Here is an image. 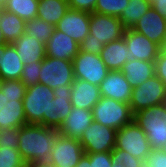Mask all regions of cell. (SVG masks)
Instances as JSON below:
<instances>
[{"mask_svg":"<svg viewBox=\"0 0 166 167\" xmlns=\"http://www.w3.org/2000/svg\"><path fill=\"white\" fill-rule=\"evenodd\" d=\"M58 130L41 124H26L18 128V151L23 162L48 163Z\"/></svg>","mask_w":166,"mask_h":167,"instance_id":"1","label":"cell"},{"mask_svg":"<svg viewBox=\"0 0 166 167\" xmlns=\"http://www.w3.org/2000/svg\"><path fill=\"white\" fill-rule=\"evenodd\" d=\"M55 97L53 89L43 84L27 86L23 102L26 124L48 127L50 102Z\"/></svg>","mask_w":166,"mask_h":167,"instance_id":"2","label":"cell"},{"mask_svg":"<svg viewBox=\"0 0 166 167\" xmlns=\"http://www.w3.org/2000/svg\"><path fill=\"white\" fill-rule=\"evenodd\" d=\"M133 120L146 133L152 149H161L166 143V103L141 109Z\"/></svg>","mask_w":166,"mask_h":167,"instance_id":"3","label":"cell"},{"mask_svg":"<svg viewBox=\"0 0 166 167\" xmlns=\"http://www.w3.org/2000/svg\"><path fill=\"white\" fill-rule=\"evenodd\" d=\"M93 120L103 126L115 130L131 123L134 114L131 112L129 103L116 101L111 98L101 97L92 108Z\"/></svg>","mask_w":166,"mask_h":167,"instance_id":"4","label":"cell"},{"mask_svg":"<svg viewBox=\"0 0 166 167\" xmlns=\"http://www.w3.org/2000/svg\"><path fill=\"white\" fill-rule=\"evenodd\" d=\"M115 148L128 152L144 163L152 151L146 133L134 120L117 130Z\"/></svg>","mask_w":166,"mask_h":167,"instance_id":"5","label":"cell"},{"mask_svg":"<svg viewBox=\"0 0 166 167\" xmlns=\"http://www.w3.org/2000/svg\"><path fill=\"white\" fill-rule=\"evenodd\" d=\"M166 103V85L156 75L132 89L131 112Z\"/></svg>","mask_w":166,"mask_h":167,"instance_id":"6","label":"cell"},{"mask_svg":"<svg viewBox=\"0 0 166 167\" xmlns=\"http://www.w3.org/2000/svg\"><path fill=\"white\" fill-rule=\"evenodd\" d=\"M39 83L51 89L72 85L74 82L73 64L70 60H61L45 56L41 61Z\"/></svg>","mask_w":166,"mask_h":167,"instance_id":"7","label":"cell"},{"mask_svg":"<svg viewBox=\"0 0 166 167\" xmlns=\"http://www.w3.org/2000/svg\"><path fill=\"white\" fill-rule=\"evenodd\" d=\"M74 79H80L100 86L109 73L100 54L79 51L72 61Z\"/></svg>","mask_w":166,"mask_h":167,"instance_id":"8","label":"cell"},{"mask_svg":"<svg viewBox=\"0 0 166 167\" xmlns=\"http://www.w3.org/2000/svg\"><path fill=\"white\" fill-rule=\"evenodd\" d=\"M124 32L125 27L119 17L90 13L89 34L87 35L90 40L100 41L106 45L122 38Z\"/></svg>","mask_w":166,"mask_h":167,"instance_id":"9","label":"cell"},{"mask_svg":"<svg viewBox=\"0 0 166 167\" xmlns=\"http://www.w3.org/2000/svg\"><path fill=\"white\" fill-rule=\"evenodd\" d=\"M117 130L93 121L79 139L85 153L111 152L115 148Z\"/></svg>","mask_w":166,"mask_h":167,"instance_id":"10","label":"cell"},{"mask_svg":"<svg viewBox=\"0 0 166 167\" xmlns=\"http://www.w3.org/2000/svg\"><path fill=\"white\" fill-rule=\"evenodd\" d=\"M84 154L85 152L78 139L57 132V138L48 163L58 167H75Z\"/></svg>","mask_w":166,"mask_h":167,"instance_id":"11","label":"cell"},{"mask_svg":"<svg viewBox=\"0 0 166 167\" xmlns=\"http://www.w3.org/2000/svg\"><path fill=\"white\" fill-rule=\"evenodd\" d=\"M128 47V61L133 59L155 62L160 47L149 38L133 29H125L124 36Z\"/></svg>","mask_w":166,"mask_h":167,"instance_id":"12","label":"cell"},{"mask_svg":"<svg viewBox=\"0 0 166 167\" xmlns=\"http://www.w3.org/2000/svg\"><path fill=\"white\" fill-rule=\"evenodd\" d=\"M89 24V12L68 9L55 28L58 31L67 34L80 44L89 34Z\"/></svg>","mask_w":166,"mask_h":167,"instance_id":"13","label":"cell"},{"mask_svg":"<svg viewBox=\"0 0 166 167\" xmlns=\"http://www.w3.org/2000/svg\"><path fill=\"white\" fill-rule=\"evenodd\" d=\"M132 87L122 71H109L106 78L100 84L101 97H107L116 101L129 103L132 97Z\"/></svg>","mask_w":166,"mask_h":167,"instance_id":"14","label":"cell"},{"mask_svg":"<svg viewBox=\"0 0 166 167\" xmlns=\"http://www.w3.org/2000/svg\"><path fill=\"white\" fill-rule=\"evenodd\" d=\"M72 85H63L53 89L55 97L50 102L48 127L59 129L67 115L72 110L71 104Z\"/></svg>","mask_w":166,"mask_h":167,"instance_id":"15","label":"cell"},{"mask_svg":"<svg viewBox=\"0 0 166 167\" xmlns=\"http://www.w3.org/2000/svg\"><path fill=\"white\" fill-rule=\"evenodd\" d=\"M45 48L46 56L70 61H73L80 50L79 43L56 28L47 41Z\"/></svg>","mask_w":166,"mask_h":167,"instance_id":"16","label":"cell"},{"mask_svg":"<svg viewBox=\"0 0 166 167\" xmlns=\"http://www.w3.org/2000/svg\"><path fill=\"white\" fill-rule=\"evenodd\" d=\"M132 29L143 34L160 47L166 32V19L150 7Z\"/></svg>","mask_w":166,"mask_h":167,"instance_id":"17","label":"cell"},{"mask_svg":"<svg viewBox=\"0 0 166 167\" xmlns=\"http://www.w3.org/2000/svg\"><path fill=\"white\" fill-rule=\"evenodd\" d=\"M93 121L92 110L73 107L59 127L58 133L79 140Z\"/></svg>","mask_w":166,"mask_h":167,"instance_id":"18","label":"cell"},{"mask_svg":"<svg viewBox=\"0 0 166 167\" xmlns=\"http://www.w3.org/2000/svg\"><path fill=\"white\" fill-rule=\"evenodd\" d=\"M100 99V86L91 84L85 80L74 79L70 99L72 107L92 110L93 106Z\"/></svg>","mask_w":166,"mask_h":167,"instance_id":"19","label":"cell"},{"mask_svg":"<svg viewBox=\"0 0 166 167\" xmlns=\"http://www.w3.org/2000/svg\"><path fill=\"white\" fill-rule=\"evenodd\" d=\"M24 65L42 61L46 56L45 44L26 33L12 43Z\"/></svg>","mask_w":166,"mask_h":167,"instance_id":"20","label":"cell"},{"mask_svg":"<svg viewBox=\"0 0 166 167\" xmlns=\"http://www.w3.org/2000/svg\"><path fill=\"white\" fill-rule=\"evenodd\" d=\"M128 47L122 37L104 45L100 57L109 71H121L128 60Z\"/></svg>","mask_w":166,"mask_h":167,"instance_id":"21","label":"cell"},{"mask_svg":"<svg viewBox=\"0 0 166 167\" xmlns=\"http://www.w3.org/2000/svg\"><path fill=\"white\" fill-rule=\"evenodd\" d=\"M129 85L135 88L155 75V63L133 59L126 61L122 68Z\"/></svg>","mask_w":166,"mask_h":167,"instance_id":"22","label":"cell"},{"mask_svg":"<svg viewBox=\"0 0 166 167\" xmlns=\"http://www.w3.org/2000/svg\"><path fill=\"white\" fill-rule=\"evenodd\" d=\"M0 56V78L2 81L20 79L24 64L13 44H5V51Z\"/></svg>","mask_w":166,"mask_h":167,"instance_id":"23","label":"cell"},{"mask_svg":"<svg viewBox=\"0 0 166 167\" xmlns=\"http://www.w3.org/2000/svg\"><path fill=\"white\" fill-rule=\"evenodd\" d=\"M0 28L6 42L12 44L25 33L26 21L3 9L0 16Z\"/></svg>","mask_w":166,"mask_h":167,"instance_id":"24","label":"cell"},{"mask_svg":"<svg viewBox=\"0 0 166 167\" xmlns=\"http://www.w3.org/2000/svg\"><path fill=\"white\" fill-rule=\"evenodd\" d=\"M0 111V129L20 128L26 125L23 102H2Z\"/></svg>","mask_w":166,"mask_h":167,"instance_id":"25","label":"cell"},{"mask_svg":"<svg viewBox=\"0 0 166 167\" xmlns=\"http://www.w3.org/2000/svg\"><path fill=\"white\" fill-rule=\"evenodd\" d=\"M68 9L67 0H39L37 17L56 26Z\"/></svg>","mask_w":166,"mask_h":167,"instance_id":"26","label":"cell"},{"mask_svg":"<svg viewBox=\"0 0 166 167\" xmlns=\"http://www.w3.org/2000/svg\"><path fill=\"white\" fill-rule=\"evenodd\" d=\"M150 7L151 4L148 0H129L128 5L119 17L125 29H132Z\"/></svg>","mask_w":166,"mask_h":167,"instance_id":"27","label":"cell"},{"mask_svg":"<svg viewBox=\"0 0 166 167\" xmlns=\"http://www.w3.org/2000/svg\"><path fill=\"white\" fill-rule=\"evenodd\" d=\"M39 0H7L3 9L16 14L24 21L37 17Z\"/></svg>","mask_w":166,"mask_h":167,"instance_id":"28","label":"cell"},{"mask_svg":"<svg viewBox=\"0 0 166 167\" xmlns=\"http://www.w3.org/2000/svg\"><path fill=\"white\" fill-rule=\"evenodd\" d=\"M27 86L20 79L1 82L0 102H22Z\"/></svg>","mask_w":166,"mask_h":167,"instance_id":"29","label":"cell"},{"mask_svg":"<svg viewBox=\"0 0 166 167\" xmlns=\"http://www.w3.org/2000/svg\"><path fill=\"white\" fill-rule=\"evenodd\" d=\"M54 29L55 26L43 21L40 17H36L32 20L26 21L25 33L35 37L41 43L46 45Z\"/></svg>","mask_w":166,"mask_h":167,"instance_id":"30","label":"cell"},{"mask_svg":"<svg viewBox=\"0 0 166 167\" xmlns=\"http://www.w3.org/2000/svg\"><path fill=\"white\" fill-rule=\"evenodd\" d=\"M128 3L129 0H97L94 12L120 17Z\"/></svg>","mask_w":166,"mask_h":167,"instance_id":"31","label":"cell"},{"mask_svg":"<svg viewBox=\"0 0 166 167\" xmlns=\"http://www.w3.org/2000/svg\"><path fill=\"white\" fill-rule=\"evenodd\" d=\"M112 167H142L145 163L128 152L114 148L111 151Z\"/></svg>","mask_w":166,"mask_h":167,"instance_id":"32","label":"cell"},{"mask_svg":"<svg viewBox=\"0 0 166 167\" xmlns=\"http://www.w3.org/2000/svg\"><path fill=\"white\" fill-rule=\"evenodd\" d=\"M22 162L18 149L0 146V167H16Z\"/></svg>","mask_w":166,"mask_h":167,"instance_id":"33","label":"cell"},{"mask_svg":"<svg viewBox=\"0 0 166 167\" xmlns=\"http://www.w3.org/2000/svg\"><path fill=\"white\" fill-rule=\"evenodd\" d=\"M41 70V61L31 62L24 65L20 80L26 85H35L39 83Z\"/></svg>","mask_w":166,"mask_h":167,"instance_id":"34","label":"cell"},{"mask_svg":"<svg viewBox=\"0 0 166 167\" xmlns=\"http://www.w3.org/2000/svg\"><path fill=\"white\" fill-rule=\"evenodd\" d=\"M18 128L0 129V146L18 149Z\"/></svg>","mask_w":166,"mask_h":167,"instance_id":"35","label":"cell"},{"mask_svg":"<svg viewBox=\"0 0 166 167\" xmlns=\"http://www.w3.org/2000/svg\"><path fill=\"white\" fill-rule=\"evenodd\" d=\"M85 154L90 158L91 167H112L111 152Z\"/></svg>","mask_w":166,"mask_h":167,"instance_id":"36","label":"cell"},{"mask_svg":"<svg viewBox=\"0 0 166 167\" xmlns=\"http://www.w3.org/2000/svg\"><path fill=\"white\" fill-rule=\"evenodd\" d=\"M145 164L149 167H166V154L161 149H152Z\"/></svg>","mask_w":166,"mask_h":167,"instance_id":"37","label":"cell"},{"mask_svg":"<svg viewBox=\"0 0 166 167\" xmlns=\"http://www.w3.org/2000/svg\"><path fill=\"white\" fill-rule=\"evenodd\" d=\"M69 9L94 12L97 0H67Z\"/></svg>","mask_w":166,"mask_h":167,"instance_id":"38","label":"cell"},{"mask_svg":"<svg viewBox=\"0 0 166 167\" xmlns=\"http://www.w3.org/2000/svg\"><path fill=\"white\" fill-rule=\"evenodd\" d=\"M154 63L155 75L166 85V51L160 50Z\"/></svg>","mask_w":166,"mask_h":167,"instance_id":"39","label":"cell"},{"mask_svg":"<svg viewBox=\"0 0 166 167\" xmlns=\"http://www.w3.org/2000/svg\"><path fill=\"white\" fill-rule=\"evenodd\" d=\"M80 50L85 51L92 54H100L104 44L100 41L90 40L87 36L83 39V41L79 44Z\"/></svg>","mask_w":166,"mask_h":167,"instance_id":"40","label":"cell"},{"mask_svg":"<svg viewBox=\"0 0 166 167\" xmlns=\"http://www.w3.org/2000/svg\"><path fill=\"white\" fill-rule=\"evenodd\" d=\"M151 7L166 19V0H148Z\"/></svg>","mask_w":166,"mask_h":167,"instance_id":"41","label":"cell"},{"mask_svg":"<svg viewBox=\"0 0 166 167\" xmlns=\"http://www.w3.org/2000/svg\"><path fill=\"white\" fill-rule=\"evenodd\" d=\"M75 167H91L90 158L86 154H84Z\"/></svg>","mask_w":166,"mask_h":167,"instance_id":"42","label":"cell"},{"mask_svg":"<svg viewBox=\"0 0 166 167\" xmlns=\"http://www.w3.org/2000/svg\"><path fill=\"white\" fill-rule=\"evenodd\" d=\"M28 167H58L50 163H28Z\"/></svg>","mask_w":166,"mask_h":167,"instance_id":"43","label":"cell"},{"mask_svg":"<svg viewBox=\"0 0 166 167\" xmlns=\"http://www.w3.org/2000/svg\"><path fill=\"white\" fill-rule=\"evenodd\" d=\"M160 50L166 51V32L160 45Z\"/></svg>","mask_w":166,"mask_h":167,"instance_id":"44","label":"cell"},{"mask_svg":"<svg viewBox=\"0 0 166 167\" xmlns=\"http://www.w3.org/2000/svg\"><path fill=\"white\" fill-rule=\"evenodd\" d=\"M4 44H8L3 36V33L1 31V28H0V46L1 45H4Z\"/></svg>","mask_w":166,"mask_h":167,"instance_id":"45","label":"cell"},{"mask_svg":"<svg viewBox=\"0 0 166 167\" xmlns=\"http://www.w3.org/2000/svg\"><path fill=\"white\" fill-rule=\"evenodd\" d=\"M4 51H5V44L0 46V54L4 53ZM0 58H1V56H0Z\"/></svg>","mask_w":166,"mask_h":167,"instance_id":"46","label":"cell"},{"mask_svg":"<svg viewBox=\"0 0 166 167\" xmlns=\"http://www.w3.org/2000/svg\"><path fill=\"white\" fill-rule=\"evenodd\" d=\"M16 167H28V163L22 162L20 165H18Z\"/></svg>","mask_w":166,"mask_h":167,"instance_id":"47","label":"cell"},{"mask_svg":"<svg viewBox=\"0 0 166 167\" xmlns=\"http://www.w3.org/2000/svg\"><path fill=\"white\" fill-rule=\"evenodd\" d=\"M161 150L166 154V143L161 147Z\"/></svg>","mask_w":166,"mask_h":167,"instance_id":"48","label":"cell"},{"mask_svg":"<svg viewBox=\"0 0 166 167\" xmlns=\"http://www.w3.org/2000/svg\"><path fill=\"white\" fill-rule=\"evenodd\" d=\"M7 2V0H0V4L4 5Z\"/></svg>","mask_w":166,"mask_h":167,"instance_id":"49","label":"cell"},{"mask_svg":"<svg viewBox=\"0 0 166 167\" xmlns=\"http://www.w3.org/2000/svg\"><path fill=\"white\" fill-rule=\"evenodd\" d=\"M2 11H3V5L0 4V16H1Z\"/></svg>","mask_w":166,"mask_h":167,"instance_id":"50","label":"cell"},{"mask_svg":"<svg viewBox=\"0 0 166 167\" xmlns=\"http://www.w3.org/2000/svg\"><path fill=\"white\" fill-rule=\"evenodd\" d=\"M5 104H2V102H0V111L2 110V108L4 107Z\"/></svg>","mask_w":166,"mask_h":167,"instance_id":"51","label":"cell"}]
</instances>
